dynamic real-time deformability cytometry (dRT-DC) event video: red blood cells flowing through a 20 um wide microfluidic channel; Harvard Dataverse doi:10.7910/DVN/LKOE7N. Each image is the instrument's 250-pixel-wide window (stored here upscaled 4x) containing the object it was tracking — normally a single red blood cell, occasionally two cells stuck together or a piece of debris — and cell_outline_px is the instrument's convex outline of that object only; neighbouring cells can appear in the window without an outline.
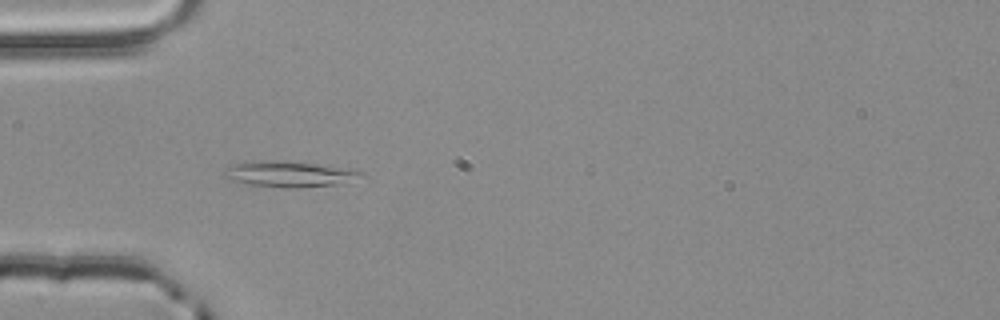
{"species": "common noctule bat (a hibernating species)", "species_latin": "Nyctalus noctula", "temperature_condition": "room temperature", "stored_images_in_passage": 5, "camera_frame_rate_fps": 3000, "um_per_image_px": 0.085, "animal": {"sex": "male", "body_mass_g": 20.4}, "frame": {"image": 1, "passage_image": 4, "time_ms": 1.0, "image_size_px": [1000, 320], "cell_outline_px": [[364, 172], [348, 184], [300, 188], [284, 188], [248, 184], [228, 180], [220, 176], [232, 164], [252, 160], [288, 160], [328, 164], [348, 168]], "centroid_in_image_um": [24.6, 14.78], "position_along_channel_um": 60.4, "area_um2": 21.56}}
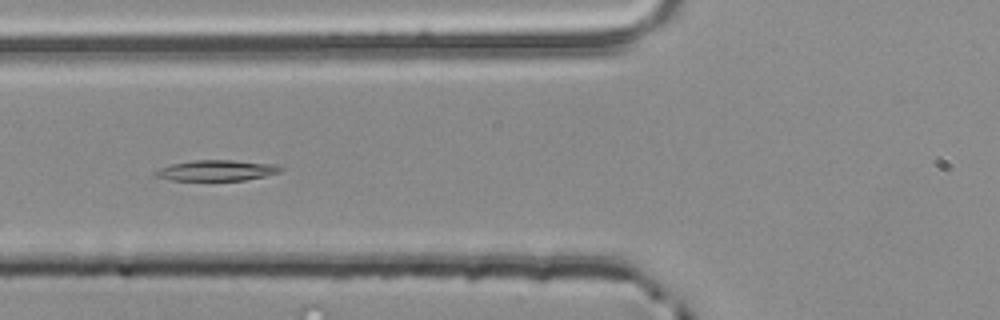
{"frame": {"image": 2, "passage_image": 5, "time_ms": 1.333, "image_size_px": [1000, 320], "cell_outline_px": [[284, 168], [280, 172], [264, 176], [244, 180], [172, 180], [152, 176], [152, 172], [160, 168], [172, 164], [192, 160], [232, 160], [280, 164]], "centroid_in_image_um": [18.42, 14.48], "position_along_channel_um": 107.4, "area_um2": 15.26}}